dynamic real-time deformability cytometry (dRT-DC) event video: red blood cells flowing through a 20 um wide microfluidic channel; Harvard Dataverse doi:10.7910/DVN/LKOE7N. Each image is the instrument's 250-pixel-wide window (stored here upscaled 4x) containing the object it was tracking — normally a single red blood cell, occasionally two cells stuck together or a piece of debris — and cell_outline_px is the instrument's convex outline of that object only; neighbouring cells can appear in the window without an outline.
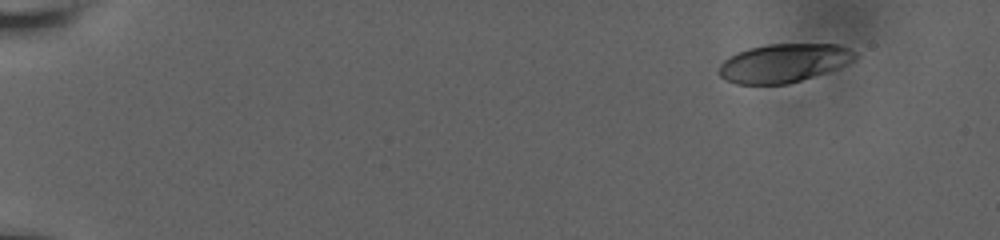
{"species": "human", "species_latin": "Homo sapiens", "temperature_condition": "room temperature", "stored_images_in_passage": 52, "camera_frame_rate_fps": 3000, "um_per_image_px": 0.085, "donor": {"sex": "male"}, "frame": {"image": 1, "passage_image": 1, "time_ms": 0.0, "image_size_px": [1000, 240], "cell_outline_px": [[856, 60], [848, 64], [788, 84], [736, 84], [724, 80], [720, 76], [720, 64], [728, 56], [736, 52], [748, 48], [768, 44], [840, 44], [856, 52]], "centroid_in_image_um": [66.6, 5.35], "position_along_channel_um": 18.4, "area_um2": 30.58}}
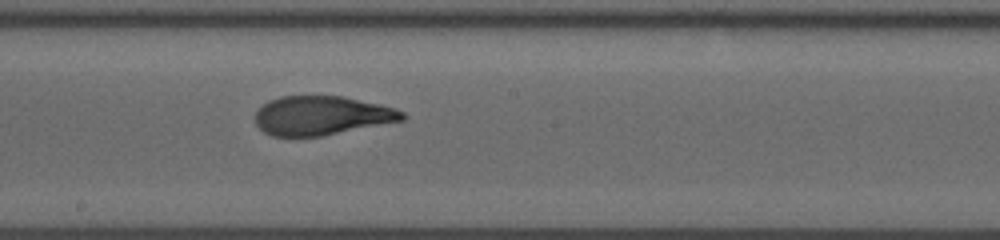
{"frame": {"image": 2, "passage_image": 29, "time_ms": 9.333, "image_size_px": [1000, 240], "cell_outline_px": [[408, 116], [404, 120], [320, 136], [272, 136], [264, 132], [256, 124], [256, 108], [268, 100], [280, 96], [344, 96], [380, 104], [396, 108], [404, 112]], "centroid_in_image_um": [27.34, 9.81], "position_along_channel_um": 220.9, "area_um2": 33.58}}
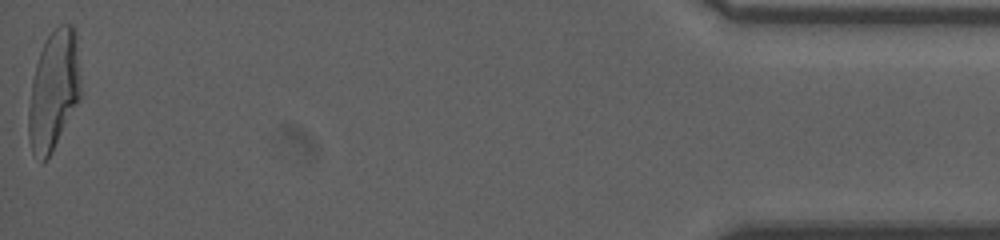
{"frame": {"image": 3, "passage_image": 52, "time_ms": 17.0, "image_size_px": [1000, 240], "cell_outline_px": [[80, 100], [52, 152], [44, 160], [32, 152], [28, 136], [28, 108], [32, 80], [36, 64], [44, 40], [60, 24], [72, 24], [76, 28], [80, 76]], "centroid_in_image_um": [4.58, 7.64], "position_along_channel_um": 430.6, "area_um2": 36.36}, "authors_computed_cell_mechanics": {"area_um2": 34.0442, "velocity_mm_per_s": 3.8401, "shape_relaxation_time_tau1_ms": 4.7286, "shape_relaxation_time_tau2_ms": 0.9214, "deformation_change_tau1": 0.2095, "deformation_change_tau2": 0.0815}}